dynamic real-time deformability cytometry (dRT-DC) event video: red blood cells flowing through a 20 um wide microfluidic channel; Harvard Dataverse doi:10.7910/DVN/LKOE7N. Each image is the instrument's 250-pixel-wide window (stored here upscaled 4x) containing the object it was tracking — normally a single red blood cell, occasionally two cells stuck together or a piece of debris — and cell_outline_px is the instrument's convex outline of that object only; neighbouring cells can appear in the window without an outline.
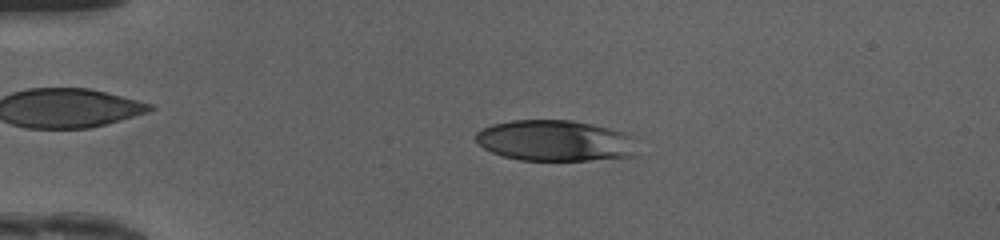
{"species": "human", "species_latin": "Homo sapiens", "temperature_condition": "cold", "stored_images_in_passage": 47, "camera_frame_rate_fps": 3000, "um_per_image_px": 0.085, "donor": {"sex": "female"}, "frame": {"image": 1, "passage_image": 10, "time_ms": 3.0, "image_size_px": [1000, 240], "cell_outline_px": [[636, 156], [588, 160], [520, 160], [504, 156], [492, 152], [484, 148], [476, 140], [476, 132], [492, 124], [512, 120], [572, 120], [608, 128], [624, 132], [636, 136]], "centroid_in_image_um": [47.24, 11.96], "position_along_channel_um": 37.8, "area_um2": 38.67}}
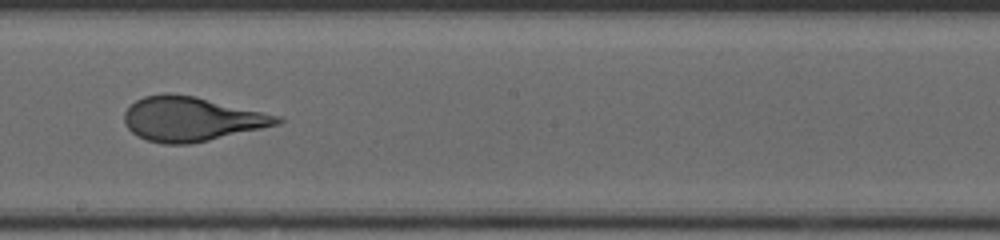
{"frame": {"image": 2, "passage_image": 27, "time_ms": 8.667, "image_size_px": [1000, 240], "cell_outline_px": [[284, 120], [280, 124], [208, 140], [188, 144], [164, 144], [148, 140], [136, 136], [124, 124], [124, 112], [136, 100], [144, 96], [164, 92], [168, 92], [196, 96], [280, 116]], "centroid_in_image_um": [16.24, 10.1], "position_along_channel_um": 232.0, "area_um2": 39.48}}
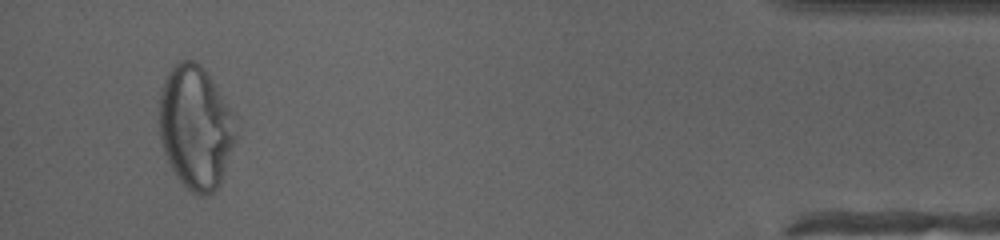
{"frame": {"image": 3, "passage_image": 45, "time_ms": 14.667, "image_size_px": [1000, 240], "cell_outline_px": [[236, 136], [220, 184], [212, 192], [204, 196], [200, 196], [192, 192], [176, 176], [164, 152], [160, 140], [160, 92], [164, 80], [172, 64], [180, 60], [192, 60], [200, 64], [208, 72], [232, 112], [236, 132]], "centroid_in_image_um": [16.61, 10.79], "position_along_channel_um": 418.6, "area_um2": 54.74}, "authors_computed_cell_mechanics": {"area_um2": 40.0554, "velocity_mm_per_s": 4.204, "shape_relaxation_time_tau1_ms": 5.0148, "shape_relaxation_time_tau2_ms": 0.6373, "deformation_change_tau1": 0.2222, "deformation_change_tau2": 0.0832}}